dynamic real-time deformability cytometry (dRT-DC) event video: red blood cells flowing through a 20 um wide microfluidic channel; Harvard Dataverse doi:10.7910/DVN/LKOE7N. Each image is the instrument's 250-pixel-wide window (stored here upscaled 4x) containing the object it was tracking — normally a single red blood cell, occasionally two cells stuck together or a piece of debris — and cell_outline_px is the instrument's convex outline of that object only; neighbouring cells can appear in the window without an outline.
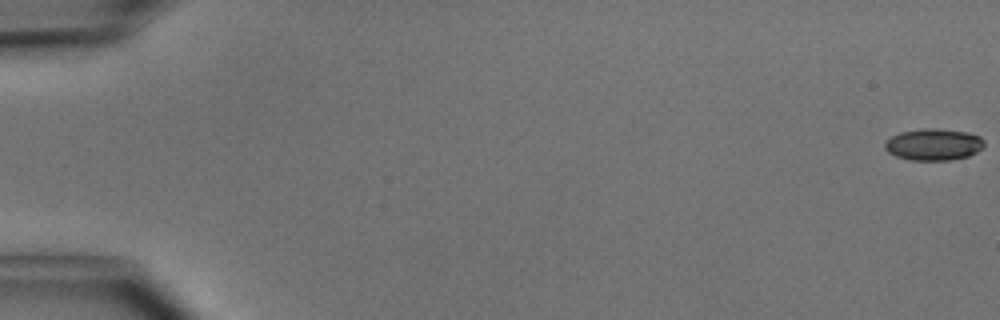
{"species": "common noctule bat (a hibernating species)", "species_latin": "Nyctalus noctula", "temperature_condition": "cold", "stored_images_in_passage": 9, "camera_frame_rate_fps": 3000, "um_per_image_px": 0.085, "animal": {"sex": "male", "body_mass_g": 15.6}, "frame": {"image": 1, "passage_image": 1, "time_ms": 0.0, "image_size_px": [1000, 320], "cell_outline_px": [[984, 148], [968, 156], [952, 160], [912, 160], [896, 156], [888, 152], [884, 148], [884, 144], [892, 136], [900, 132], [924, 128], [936, 128], [968, 132], [980, 136], [984, 140]], "centroid_in_image_um": [79.38, 12.28], "position_along_channel_um": 5.6, "area_um2": 18.44}}